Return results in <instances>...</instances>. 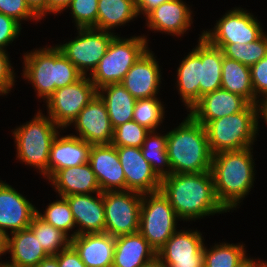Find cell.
<instances>
[{
	"label": "cell",
	"instance_id": "cell-50",
	"mask_svg": "<svg viewBox=\"0 0 267 267\" xmlns=\"http://www.w3.org/2000/svg\"><path fill=\"white\" fill-rule=\"evenodd\" d=\"M36 267H59V264L55 256H49L43 259Z\"/></svg>",
	"mask_w": 267,
	"mask_h": 267
},
{
	"label": "cell",
	"instance_id": "cell-34",
	"mask_svg": "<svg viewBox=\"0 0 267 267\" xmlns=\"http://www.w3.org/2000/svg\"><path fill=\"white\" fill-rule=\"evenodd\" d=\"M221 50L224 56L251 67L267 54V33L247 44H225Z\"/></svg>",
	"mask_w": 267,
	"mask_h": 267
},
{
	"label": "cell",
	"instance_id": "cell-53",
	"mask_svg": "<svg viewBox=\"0 0 267 267\" xmlns=\"http://www.w3.org/2000/svg\"><path fill=\"white\" fill-rule=\"evenodd\" d=\"M260 267H267V262L260 260Z\"/></svg>",
	"mask_w": 267,
	"mask_h": 267
},
{
	"label": "cell",
	"instance_id": "cell-1",
	"mask_svg": "<svg viewBox=\"0 0 267 267\" xmlns=\"http://www.w3.org/2000/svg\"><path fill=\"white\" fill-rule=\"evenodd\" d=\"M160 191L183 221L228 212L218 201L210 171L165 176Z\"/></svg>",
	"mask_w": 267,
	"mask_h": 267
},
{
	"label": "cell",
	"instance_id": "cell-46",
	"mask_svg": "<svg viewBox=\"0 0 267 267\" xmlns=\"http://www.w3.org/2000/svg\"><path fill=\"white\" fill-rule=\"evenodd\" d=\"M31 10L42 19L47 14V0H25Z\"/></svg>",
	"mask_w": 267,
	"mask_h": 267
},
{
	"label": "cell",
	"instance_id": "cell-31",
	"mask_svg": "<svg viewBox=\"0 0 267 267\" xmlns=\"http://www.w3.org/2000/svg\"><path fill=\"white\" fill-rule=\"evenodd\" d=\"M95 29H111L130 22L138 16L135 0H98Z\"/></svg>",
	"mask_w": 267,
	"mask_h": 267
},
{
	"label": "cell",
	"instance_id": "cell-40",
	"mask_svg": "<svg viewBox=\"0 0 267 267\" xmlns=\"http://www.w3.org/2000/svg\"><path fill=\"white\" fill-rule=\"evenodd\" d=\"M0 13L14 18L21 24L22 20H41L27 5L25 0H0Z\"/></svg>",
	"mask_w": 267,
	"mask_h": 267
},
{
	"label": "cell",
	"instance_id": "cell-48",
	"mask_svg": "<svg viewBox=\"0 0 267 267\" xmlns=\"http://www.w3.org/2000/svg\"><path fill=\"white\" fill-rule=\"evenodd\" d=\"M9 233L0 228V257L8 252Z\"/></svg>",
	"mask_w": 267,
	"mask_h": 267
},
{
	"label": "cell",
	"instance_id": "cell-9",
	"mask_svg": "<svg viewBox=\"0 0 267 267\" xmlns=\"http://www.w3.org/2000/svg\"><path fill=\"white\" fill-rule=\"evenodd\" d=\"M98 94L89 76H82L78 81L56 89L46 100L48 116L62 128L71 126L80 111Z\"/></svg>",
	"mask_w": 267,
	"mask_h": 267
},
{
	"label": "cell",
	"instance_id": "cell-28",
	"mask_svg": "<svg viewBox=\"0 0 267 267\" xmlns=\"http://www.w3.org/2000/svg\"><path fill=\"white\" fill-rule=\"evenodd\" d=\"M98 95L105 102L113 129L133 119L134 106L137 100L121 83L102 86L98 89Z\"/></svg>",
	"mask_w": 267,
	"mask_h": 267
},
{
	"label": "cell",
	"instance_id": "cell-21",
	"mask_svg": "<svg viewBox=\"0 0 267 267\" xmlns=\"http://www.w3.org/2000/svg\"><path fill=\"white\" fill-rule=\"evenodd\" d=\"M183 0H171L162 3L145 18L148 28L172 36H183L192 25L191 8Z\"/></svg>",
	"mask_w": 267,
	"mask_h": 267
},
{
	"label": "cell",
	"instance_id": "cell-43",
	"mask_svg": "<svg viewBox=\"0 0 267 267\" xmlns=\"http://www.w3.org/2000/svg\"><path fill=\"white\" fill-rule=\"evenodd\" d=\"M6 52V50H0V91L4 95L11 91L16 82L14 68L11 66L8 52Z\"/></svg>",
	"mask_w": 267,
	"mask_h": 267
},
{
	"label": "cell",
	"instance_id": "cell-33",
	"mask_svg": "<svg viewBox=\"0 0 267 267\" xmlns=\"http://www.w3.org/2000/svg\"><path fill=\"white\" fill-rule=\"evenodd\" d=\"M29 228L49 256H55L71 244V239L64 232L45 222L37 213L33 216Z\"/></svg>",
	"mask_w": 267,
	"mask_h": 267
},
{
	"label": "cell",
	"instance_id": "cell-15",
	"mask_svg": "<svg viewBox=\"0 0 267 267\" xmlns=\"http://www.w3.org/2000/svg\"><path fill=\"white\" fill-rule=\"evenodd\" d=\"M77 137L91 145L111 144L113 127L105 102L97 94L71 123ZM79 135V136H78Z\"/></svg>",
	"mask_w": 267,
	"mask_h": 267
},
{
	"label": "cell",
	"instance_id": "cell-20",
	"mask_svg": "<svg viewBox=\"0 0 267 267\" xmlns=\"http://www.w3.org/2000/svg\"><path fill=\"white\" fill-rule=\"evenodd\" d=\"M25 196L11 185L0 181V228L10 234L28 228L33 216L34 207Z\"/></svg>",
	"mask_w": 267,
	"mask_h": 267
},
{
	"label": "cell",
	"instance_id": "cell-3",
	"mask_svg": "<svg viewBox=\"0 0 267 267\" xmlns=\"http://www.w3.org/2000/svg\"><path fill=\"white\" fill-rule=\"evenodd\" d=\"M167 132V153L171 174L203 173L211 169L213 154L205 128L190 114Z\"/></svg>",
	"mask_w": 267,
	"mask_h": 267
},
{
	"label": "cell",
	"instance_id": "cell-36",
	"mask_svg": "<svg viewBox=\"0 0 267 267\" xmlns=\"http://www.w3.org/2000/svg\"><path fill=\"white\" fill-rule=\"evenodd\" d=\"M163 106L157 96L138 99L134 106L132 120L150 131H156L165 118Z\"/></svg>",
	"mask_w": 267,
	"mask_h": 267
},
{
	"label": "cell",
	"instance_id": "cell-7",
	"mask_svg": "<svg viewBox=\"0 0 267 267\" xmlns=\"http://www.w3.org/2000/svg\"><path fill=\"white\" fill-rule=\"evenodd\" d=\"M147 41L144 35L126 39L115 35L96 69L89 75L95 87L99 89L120 83L132 65L149 49Z\"/></svg>",
	"mask_w": 267,
	"mask_h": 267
},
{
	"label": "cell",
	"instance_id": "cell-11",
	"mask_svg": "<svg viewBox=\"0 0 267 267\" xmlns=\"http://www.w3.org/2000/svg\"><path fill=\"white\" fill-rule=\"evenodd\" d=\"M78 36L66 43L56 45L61 52L77 67L83 76L96 69L101 58L116 33L93 27L77 28Z\"/></svg>",
	"mask_w": 267,
	"mask_h": 267
},
{
	"label": "cell",
	"instance_id": "cell-19",
	"mask_svg": "<svg viewBox=\"0 0 267 267\" xmlns=\"http://www.w3.org/2000/svg\"><path fill=\"white\" fill-rule=\"evenodd\" d=\"M250 102L244 97L222 88L203 95L189 110V114L203 126L224 116L243 111Z\"/></svg>",
	"mask_w": 267,
	"mask_h": 267
},
{
	"label": "cell",
	"instance_id": "cell-17",
	"mask_svg": "<svg viewBox=\"0 0 267 267\" xmlns=\"http://www.w3.org/2000/svg\"><path fill=\"white\" fill-rule=\"evenodd\" d=\"M73 214L76 227L70 239L80 234L105 233V210L102 192L65 196Z\"/></svg>",
	"mask_w": 267,
	"mask_h": 267
},
{
	"label": "cell",
	"instance_id": "cell-52",
	"mask_svg": "<svg viewBox=\"0 0 267 267\" xmlns=\"http://www.w3.org/2000/svg\"><path fill=\"white\" fill-rule=\"evenodd\" d=\"M142 267H165L158 256L146 262Z\"/></svg>",
	"mask_w": 267,
	"mask_h": 267
},
{
	"label": "cell",
	"instance_id": "cell-13",
	"mask_svg": "<svg viewBox=\"0 0 267 267\" xmlns=\"http://www.w3.org/2000/svg\"><path fill=\"white\" fill-rule=\"evenodd\" d=\"M198 230L176 231L157 252L165 267H204V241Z\"/></svg>",
	"mask_w": 267,
	"mask_h": 267
},
{
	"label": "cell",
	"instance_id": "cell-16",
	"mask_svg": "<svg viewBox=\"0 0 267 267\" xmlns=\"http://www.w3.org/2000/svg\"><path fill=\"white\" fill-rule=\"evenodd\" d=\"M154 53L149 49L132 65L120 82L136 99L157 96L161 83V71Z\"/></svg>",
	"mask_w": 267,
	"mask_h": 267
},
{
	"label": "cell",
	"instance_id": "cell-4",
	"mask_svg": "<svg viewBox=\"0 0 267 267\" xmlns=\"http://www.w3.org/2000/svg\"><path fill=\"white\" fill-rule=\"evenodd\" d=\"M23 78L31 82L38 98L47 100L56 89L78 81L83 75L55 45L24 53Z\"/></svg>",
	"mask_w": 267,
	"mask_h": 267
},
{
	"label": "cell",
	"instance_id": "cell-26",
	"mask_svg": "<svg viewBox=\"0 0 267 267\" xmlns=\"http://www.w3.org/2000/svg\"><path fill=\"white\" fill-rule=\"evenodd\" d=\"M157 256V252L139 233L115 237V251L112 267H142Z\"/></svg>",
	"mask_w": 267,
	"mask_h": 267
},
{
	"label": "cell",
	"instance_id": "cell-39",
	"mask_svg": "<svg viewBox=\"0 0 267 267\" xmlns=\"http://www.w3.org/2000/svg\"><path fill=\"white\" fill-rule=\"evenodd\" d=\"M97 7L98 0H71L65 10L70 9L77 28H94L97 23Z\"/></svg>",
	"mask_w": 267,
	"mask_h": 267
},
{
	"label": "cell",
	"instance_id": "cell-37",
	"mask_svg": "<svg viewBox=\"0 0 267 267\" xmlns=\"http://www.w3.org/2000/svg\"><path fill=\"white\" fill-rule=\"evenodd\" d=\"M60 197V200L49 203L44 214L36 210L37 215L45 222L51 224L53 227L64 232L69 238L70 230L76 227L73 214L70 210L68 201L65 197Z\"/></svg>",
	"mask_w": 267,
	"mask_h": 267
},
{
	"label": "cell",
	"instance_id": "cell-24",
	"mask_svg": "<svg viewBox=\"0 0 267 267\" xmlns=\"http://www.w3.org/2000/svg\"><path fill=\"white\" fill-rule=\"evenodd\" d=\"M50 182L61 197L101 192L89 162L57 171L49 179Z\"/></svg>",
	"mask_w": 267,
	"mask_h": 267
},
{
	"label": "cell",
	"instance_id": "cell-22",
	"mask_svg": "<svg viewBox=\"0 0 267 267\" xmlns=\"http://www.w3.org/2000/svg\"><path fill=\"white\" fill-rule=\"evenodd\" d=\"M58 133L52 141L49 152V179L59 170L89 162L92 145L69 134Z\"/></svg>",
	"mask_w": 267,
	"mask_h": 267
},
{
	"label": "cell",
	"instance_id": "cell-18",
	"mask_svg": "<svg viewBox=\"0 0 267 267\" xmlns=\"http://www.w3.org/2000/svg\"><path fill=\"white\" fill-rule=\"evenodd\" d=\"M89 163L101 192L125 191V175L114 145H92Z\"/></svg>",
	"mask_w": 267,
	"mask_h": 267
},
{
	"label": "cell",
	"instance_id": "cell-5",
	"mask_svg": "<svg viewBox=\"0 0 267 267\" xmlns=\"http://www.w3.org/2000/svg\"><path fill=\"white\" fill-rule=\"evenodd\" d=\"M260 118L257 105L250 103L243 111L207 122L204 128L212 154L250 148L258 135Z\"/></svg>",
	"mask_w": 267,
	"mask_h": 267
},
{
	"label": "cell",
	"instance_id": "cell-29",
	"mask_svg": "<svg viewBox=\"0 0 267 267\" xmlns=\"http://www.w3.org/2000/svg\"><path fill=\"white\" fill-rule=\"evenodd\" d=\"M223 52L200 37V98L221 88Z\"/></svg>",
	"mask_w": 267,
	"mask_h": 267
},
{
	"label": "cell",
	"instance_id": "cell-23",
	"mask_svg": "<svg viewBox=\"0 0 267 267\" xmlns=\"http://www.w3.org/2000/svg\"><path fill=\"white\" fill-rule=\"evenodd\" d=\"M86 267H112L115 237L108 233L80 234L71 239Z\"/></svg>",
	"mask_w": 267,
	"mask_h": 267
},
{
	"label": "cell",
	"instance_id": "cell-6",
	"mask_svg": "<svg viewBox=\"0 0 267 267\" xmlns=\"http://www.w3.org/2000/svg\"><path fill=\"white\" fill-rule=\"evenodd\" d=\"M62 129L41 110L23 125L12 131L19 161L37 168L49 180V152L52 141Z\"/></svg>",
	"mask_w": 267,
	"mask_h": 267
},
{
	"label": "cell",
	"instance_id": "cell-42",
	"mask_svg": "<svg viewBox=\"0 0 267 267\" xmlns=\"http://www.w3.org/2000/svg\"><path fill=\"white\" fill-rule=\"evenodd\" d=\"M21 29L18 21L0 13V50H6L5 47L20 35Z\"/></svg>",
	"mask_w": 267,
	"mask_h": 267
},
{
	"label": "cell",
	"instance_id": "cell-12",
	"mask_svg": "<svg viewBox=\"0 0 267 267\" xmlns=\"http://www.w3.org/2000/svg\"><path fill=\"white\" fill-rule=\"evenodd\" d=\"M212 30H203L202 36L212 45L247 44L257 40L264 32L257 17L243 8H234L223 15Z\"/></svg>",
	"mask_w": 267,
	"mask_h": 267
},
{
	"label": "cell",
	"instance_id": "cell-51",
	"mask_svg": "<svg viewBox=\"0 0 267 267\" xmlns=\"http://www.w3.org/2000/svg\"><path fill=\"white\" fill-rule=\"evenodd\" d=\"M258 109V116L260 115L262 119H264V122L267 124V100L261 101L257 105Z\"/></svg>",
	"mask_w": 267,
	"mask_h": 267
},
{
	"label": "cell",
	"instance_id": "cell-10",
	"mask_svg": "<svg viewBox=\"0 0 267 267\" xmlns=\"http://www.w3.org/2000/svg\"><path fill=\"white\" fill-rule=\"evenodd\" d=\"M105 233L113 237L139 231L142 194L135 191L102 192Z\"/></svg>",
	"mask_w": 267,
	"mask_h": 267
},
{
	"label": "cell",
	"instance_id": "cell-25",
	"mask_svg": "<svg viewBox=\"0 0 267 267\" xmlns=\"http://www.w3.org/2000/svg\"><path fill=\"white\" fill-rule=\"evenodd\" d=\"M10 235L8 253L11 254V262H5L7 267H36L49 257L29 227Z\"/></svg>",
	"mask_w": 267,
	"mask_h": 267
},
{
	"label": "cell",
	"instance_id": "cell-32",
	"mask_svg": "<svg viewBox=\"0 0 267 267\" xmlns=\"http://www.w3.org/2000/svg\"><path fill=\"white\" fill-rule=\"evenodd\" d=\"M141 152L161 179L171 175L167 153V133L160 134L157 131H150L144 140Z\"/></svg>",
	"mask_w": 267,
	"mask_h": 267
},
{
	"label": "cell",
	"instance_id": "cell-45",
	"mask_svg": "<svg viewBox=\"0 0 267 267\" xmlns=\"http://www.w3.org/2000/svg\"><path fill=\"white\" fill-rule=\"evenodd\" d=\"M171 0H135L138 15L147 16L152 10L160 6L162 3Z\"/></svg>",
	"mask_w": 267,
	"mask_h": 267
},
{
	"label": "cell",
	"instance_id": "cell-49",
	"mask_svg": "<svg viewBox=\"0 0 267 267\" xmlns=\"http://www.w3.org/2000/svg\"><path fill=\"white\" fill-rule=\"evenodd\" d=\"M235 267H260V259L253 260V258L245 257Z\"/></svg>",
	"mask_w": 267,
	"mask_h": 267
},
{
	"label": "cell",
	"instance_id": "cell-2",
	"mask_svg": "<svg viewBox=\"0 0 267 267\" xmlns=\"http://www.w3.org/2000/svg\"><path fill=\"white\" fill-rule=\"evenodd\" d=\"M253 148L222 151L212 157L210 172L213 177L216 196L229 212L238 208L255 180Z\"/></svg>",
	"mask_w": 267,
	"mask_h": 267
},
{
	"label": "cell",
	"instance_id": "cell-47",
	"mask_svg": "<svg viewBox=\"0 0 267 267\" xmlns=\"http://www.w3.org/2000/svg\"><path fill=\"white\" fill-rule=\"evenodd\" d=\"M71 0H47V15L59 14L69 5Z\"/></svg>",
	"mask_w": 267,
	"mask_h": 267
},
{
	"label": "cell",
	"instance_id": "cell-44",
	"mask_svg": "<svg viewBox=\"0 0 267 267\" xmlns=\"http://www.w3.org/2000/svg\"><path fill=\"white\" fill-rule=\"evenodd\" d=\"M55 257L58 260L59 267H86L71 244L56 254Z\"/></svg>",
	"mask_w": 267,
	"mask_h": 267
},
{
	"label": "cell",
	"instance_id": "cell-30",
	"mask_svg": "<svg viewBox=\"0 0 267 267\" xmlns=\"http://www.w3.org/2000/svg\"><path fill=\"white\" fill-rule=\"evenodd\" d=\"M221 88L244 97L251 104L261 102L253 91L250 67L226 56L222 62Z\"/></svg>",
	"mask_w": 267,
	"mask_h": 267
},
{
	"label": "cell",
	"instance_id": "cell-35",
	"mask_svg": "<svg viewBox=\"0 0 267 267\" xmlns=\"http://www.w3.org/2000/svg\"><path fill=\"white\" fill-rule=\"evenodd\" d=\"M245 246L238 244H215L208 249L204 245V267H235L246 257Z\"/></svg>",
	"mask_w": 267,
	"mask_h": 267
},
{
	"label": "cell",
	"instance_id": "cell-54",
	"mask_svg": "<svg viewBox=\"0 0 267 267\" xmlns=\"http://www.w3.org/2000/svg\"><path fill=\"white\" fill-rule=\"evenodd\" d=\"M0 267H7L5 262L2 263V261H0Z\"/></svg>",
	"mask_w": 267,
	"mask_h": 267
},
{
	"label": "cell",
	"instance_id": "cell-38",
	"mask_svg": "<svg viewBox=\"0 0 267 267\" xmlns=\"http://www.w3.org/2000/svg\"><path fill=\"white\" fill-rule=\"evenodd\" d=\"M150 130L139 125L134 120L125 122L114 128L111 144L115 147H138L141 148Z\"/></svg>",
	"mask_w": 267,
	"mask_h": 267
},
{
	"label": "cell",
	"instance_id": "cell-41",
	"mask_svg": "<svg viewBox=\"0 0 267 267\" xmlns=\"http://www.w3.org/2000/svg\"><path fill=\"white\" fill-rule=\"evenodd\" d=\"M250 73L255 97L261 101L267 100V54L250 67Z\"/></svg>",
	"mask_w": 267,
	"mask_h": 267
},
{
	"label": "cell",
	"instance_id": "cell-14",
	"mask_svg": "<svg viewBox=\"0 0 267 267\" xmlns=\"http://www.w3.org/2000/svg\"><path fill=\"white\" fill-rule=\"evenodd\" d=\"M125 175V191L141 194L160 191L161 178L143 157L141 148L116 147Z\"/></svg>",
	"mask_w": 267,
	"mask_h": 267
},
{
	"label": "cell",
	"instance_id": "cell-27",
	"mask_svg": "<svg viewBox=\"0 0 267 267\" xmlns=\"http://www.w3.org/2000/svg\"><path fill=\"white\" fill-rule=\"evenodd\" d=\"M196 47L188 53L177 68V86L182 102L186 109L200 99V37Z\"/></svg>",
	"mask_w": 267,
	"mask_h": 267
},
{
	"label": "cell",
	"instance_id": "cell-8",
	"mask_svg": "<svg viewBox=\"0 0 267 267\" xmlns=\"http://www.w3.org/2000/svg\"><path fill=\"white\" fill-rule=\"evenodd\" d=\"M174 208L161 191L142 194L139 233L158 252L177 231Z\"/></svg>",
	"mask_w": 267,
	"mask_h": 267
}]
</instances>
